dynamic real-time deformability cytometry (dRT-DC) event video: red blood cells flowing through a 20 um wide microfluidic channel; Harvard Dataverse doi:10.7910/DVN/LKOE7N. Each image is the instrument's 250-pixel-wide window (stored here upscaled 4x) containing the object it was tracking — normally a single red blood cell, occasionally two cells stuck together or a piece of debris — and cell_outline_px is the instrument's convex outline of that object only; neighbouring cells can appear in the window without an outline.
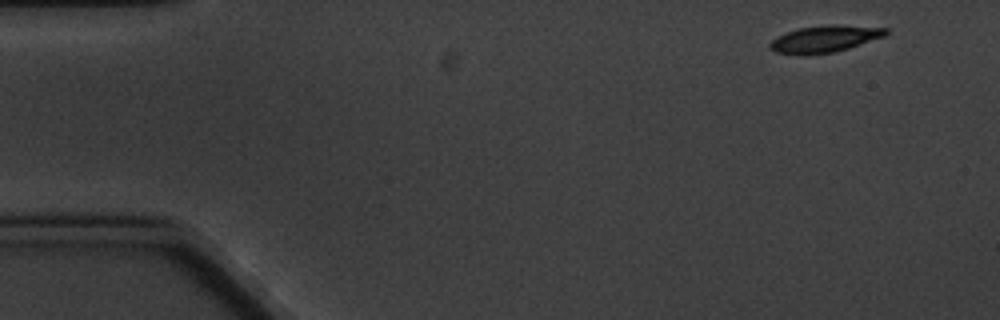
{"species": "common noctule bat (a hibernating species)", "species_latin": "Nyctalus noctula", "temperature_condition": "cold", "stored_images_in_passage": 7, "camera_frame_rate_fps": 3000, "um_per_image_px": 0.085, "animal": {"sex": "male", "body_mass_g": 20.1, "forearm_length_mm": 53.5}, "frame": {"image": 1, "passage_image": 1, "time_ms": 0.0, "image_size_px": [1000, 320], "cell_outline_px": [[888, 32], [884, 36], [848, 48], [832, 52], [808, 56], [796, 56], [776, 52], [768, 48], [768, 44], [776, 36], [800, 28], [888, 28]], "centroid_in_image_um": [69.93, 3.41], "position_along_channel_um": 15.1, "area_um2": 16.94}}
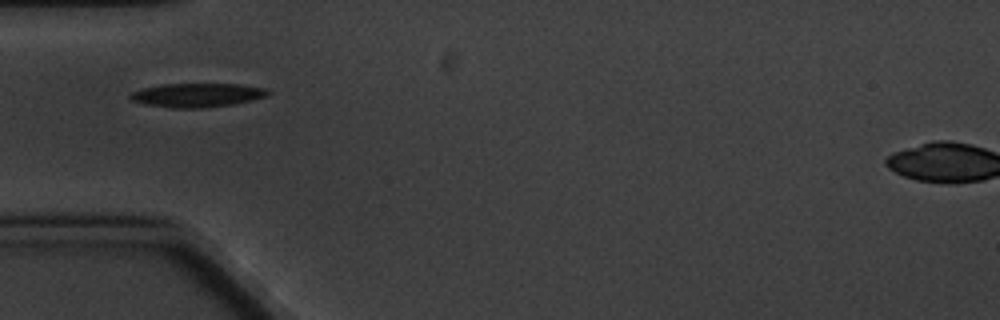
{"frame": {"image": 2, "passage_image": 5, "time_ms": 4.667, "image_size_px": [1000, 320], "cell_outline_px": [[272, 92], [268, 96], [236, 104], [200, 108], [172, 108], [144, 104], [132, 100], [128, 96], [132, 92], [144, 88], [164, 84], [240, 84], [268, 88]], "centroid_in_image_um": [16.83, 8.08], "position_along_channel_um": 68.2, "area_um2": 19.31}}
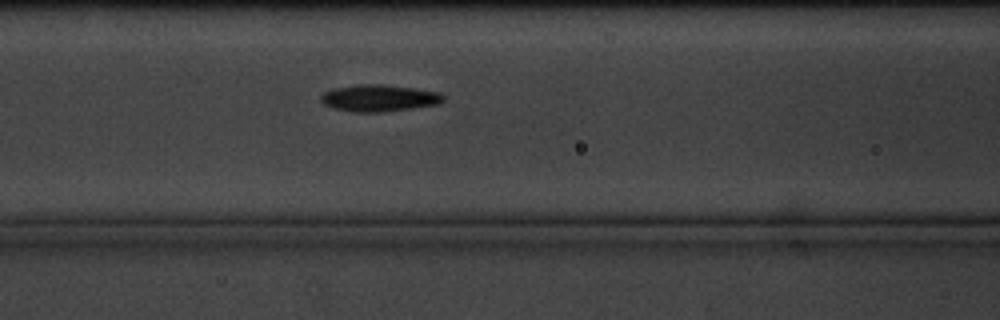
{"frame": {"image": 3, "passage_image": 7, "time_ms": 6.667, "image_size_px": [1000, 320], "cell_outline_px": [[444, 100], [440, 104], [412, 108], [380, 112], [356, 112], [336, 108], [324, 104], [320, 100], [320, 96], [324, 92], [332, 88], [356, 84], [380, 84], [412, 88], [440, 92], [444, 96]], "centroid_in_image_um": [32.22, 8.32], "position_along_channel_um": 134.4, "area_um2": 19.07}}